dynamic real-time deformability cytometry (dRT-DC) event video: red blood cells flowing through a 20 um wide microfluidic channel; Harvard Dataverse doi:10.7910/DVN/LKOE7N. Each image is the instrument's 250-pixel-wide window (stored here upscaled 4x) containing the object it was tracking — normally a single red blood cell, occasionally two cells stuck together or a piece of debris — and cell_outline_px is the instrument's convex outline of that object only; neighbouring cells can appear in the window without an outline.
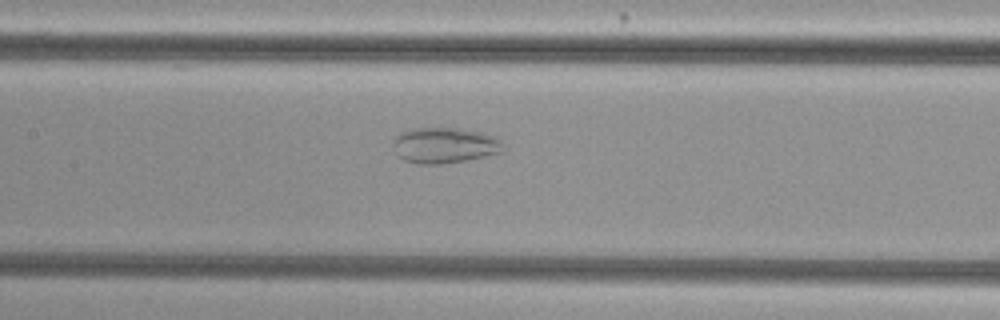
{"species": "common noctule bat (a hibernating species)", "species_latin": "Nyctalus noctula", "temperature_condition": "cold", "stored_images_in_passage": 37, "camera_frame_rate_fps": 3000, "um_per_image_px": 0.085, "animal": {"sex": "female", "body_mass_g": 29.2, "forearm_length_mm": 56.3}, "frame": {"image": 1, "passage_image": 10, "time_ms": 3.0, "image_size_px": [1000, 320], "cell_outline_px": [[504, 152], [464, 160], [440, 164], [416, 164], [404, 160], [392, 148], [392, 144], [396, 136], [400, 132], [416, 128], [456, 128], [484, 132], [496, 136], [500, 140], [504, 148]], "centroid_in_image_um": [37.79, 12.34], "position_along_channel_um": 169.6, "area_um2": 23.0}}
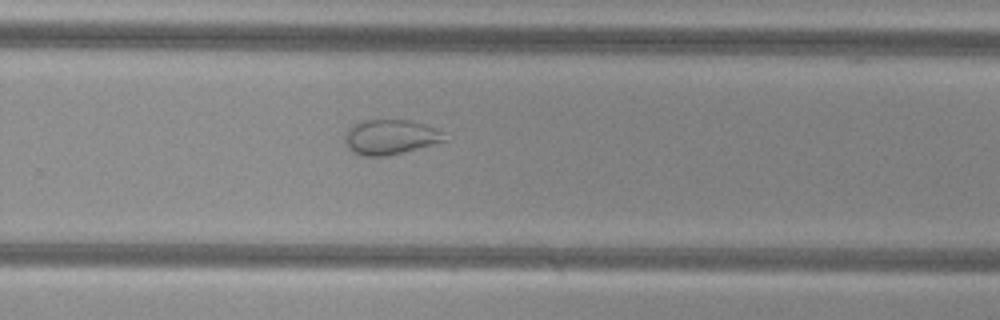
{"frame": {"image": 2, "passage_image": 20, "time_ms": 6.333, "image_size_px": [1000, 320], "cell_outline_px": [[444, 140], [416, 148], [384, 156], [364, 156], [352, 152], [348, 148], [344, 140], [344, 132], [348, 128], [364, 120], [408, 120], [424, 124], [444, 132]], "centroid_in_image_um": [33.1, 11.64], "position_along_channel_um": 296.7, "area_um2": 19.83}}
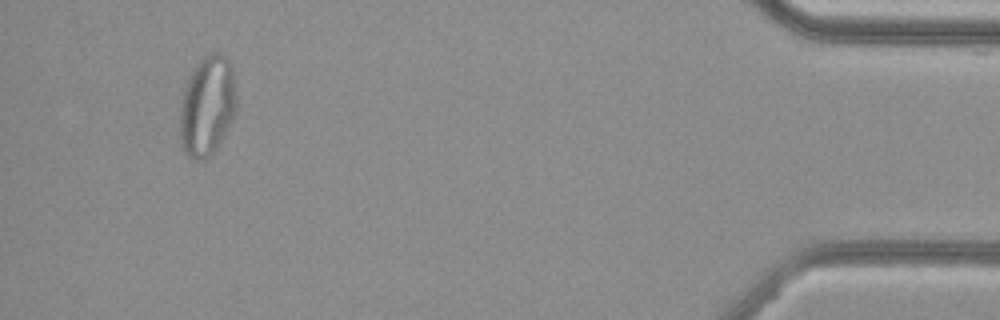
{"frame": {"image": 3, "passage_image": 35, "time_ms": 11.333, "image_size_px": [1000, 320], "cell_outline_px": [[236, 108], [220, 140], [212, 152], [204, 160], [196, 160], [188, 156], [184, 152], [180, 140], [180, 100], [184, 88], [196, 64], [204, 56], [212, 52], [220, 52], [232, 64], [236, 96]], "centroid_in_image_um": [17.59, 8.97], "position_along_channel_um": 417.6, "area_um2": 32.6}, "authors_computed_cell_mechanics": {"area_um2": 26.588, "velocity_mm_per_s": 3.8174, "shape_relaxation_time_tau1_ms": null, "shape_relaxation_time_tau2_ms": 1.3273, "deformation_change_tau1": null, "deformation_change_tau2": 0.0595}}